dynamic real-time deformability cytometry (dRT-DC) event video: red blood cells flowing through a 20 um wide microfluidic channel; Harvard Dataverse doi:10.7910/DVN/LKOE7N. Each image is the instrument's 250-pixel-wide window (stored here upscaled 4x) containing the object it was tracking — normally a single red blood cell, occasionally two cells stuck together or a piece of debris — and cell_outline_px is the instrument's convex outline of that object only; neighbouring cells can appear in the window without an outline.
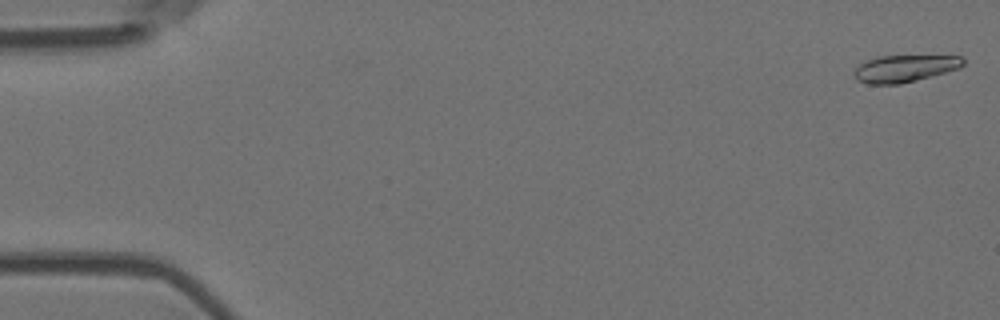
{"species": "Egyptian fruit bat (a non-hibernating species)", "species_latin": "Rousettus aegyptiacus", "temperature_condition": "room temperature", "stored_images_in_passage": 55, "camera_frame_rate_fps": 3000, "um_per_image_px": 0.085, "animal": {"sex": "female"}, "frame": {"image": 1, "passage_image": 1, "time_ms": 0.0, "image_size_px": [1000, 320], "cell_outline_px": [[964, 64], [960, 68], [916, 80], [900, 84], [868, 84], [856, 80], [852, 72], [864, 60], [876, 56], [960, 56], [964, 60]], "centroid_in_image_um": [76.84, 5.82], "position_along_channel_um": 8.2, "area_um2": 17.22}}
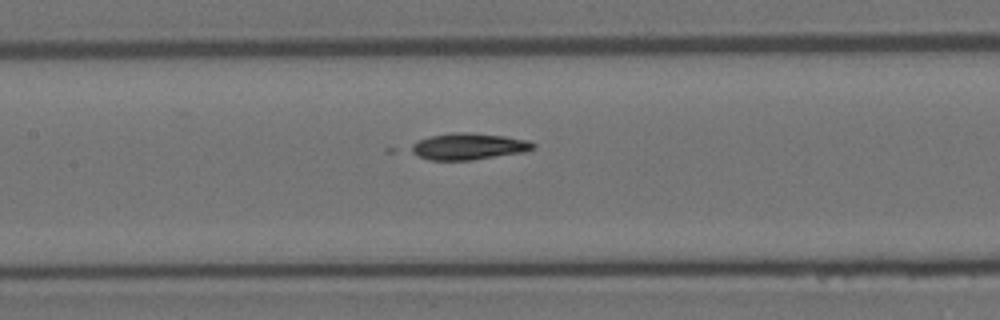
{"frame": {"image": 2, "passage_image": 26, "time_ms": 8.333, "image_size_px": [1000, 320], "cell_outline_px": [[536, 148], [524, 152], [472, 160], [428, 160], [404, 148], [416, 140], [432, 136], [456, 132], [468, 132], [504, 136], [528, 140], [536, 144]], "centroid_in_image_um": [39.78, 12.45], "position_along_channel_um": 167.6, "area_um2": 19.07}}
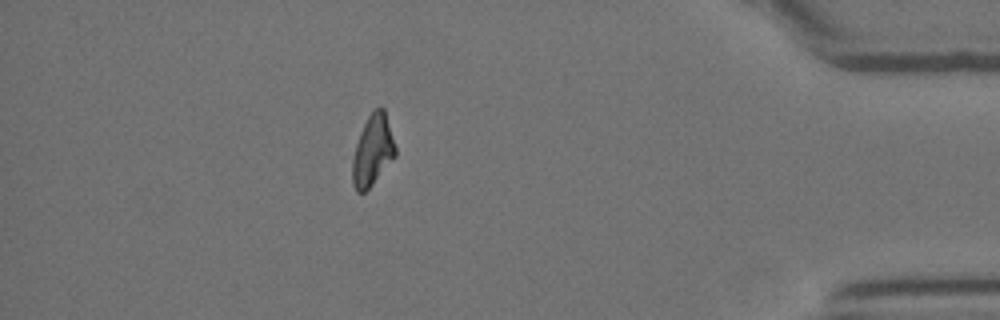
{"frame": {"image": 3, "passage_image": 49, "time_ms": 16.0, "image_size_px": [1000, 320], "cell_outline_px": [[396, 156], [372, 184], [364, 192], [356, 192], [352, 184], [352, 160], [356, 144], [360, 132], [368, 116], [376, 108], [384, 108], [396, 148]], "centroid_in_image_um": [31.67, 12.81], "position_along_channel_um": 403.5, "area_um2": 17.51}}